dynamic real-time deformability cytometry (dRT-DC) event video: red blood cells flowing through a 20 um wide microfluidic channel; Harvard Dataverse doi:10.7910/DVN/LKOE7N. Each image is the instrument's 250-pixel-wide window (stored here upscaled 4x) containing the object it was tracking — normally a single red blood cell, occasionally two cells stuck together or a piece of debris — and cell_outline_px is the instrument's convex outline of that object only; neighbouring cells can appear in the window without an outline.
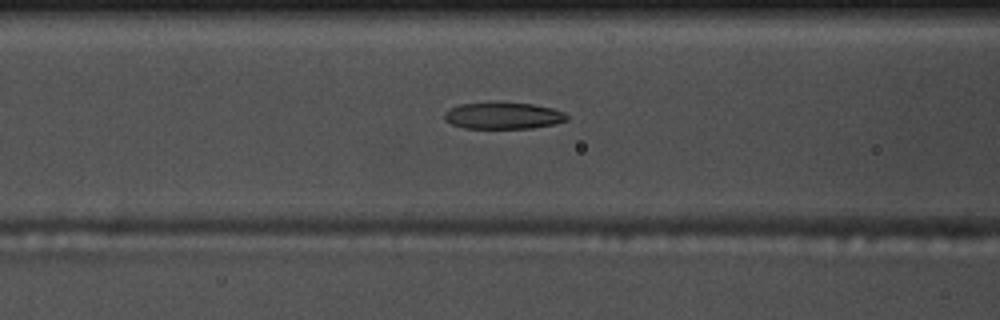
{"species": "common noctule bat (a hibernating species)", "species_latin": "Nyctalus noctula", "temperature_condition": "warm", "stored_images_in_passage": 50, "camera_frame_rate_fps": 3000, "um_per_image_px": 0.085, "animal": {"sex": "male", "body_mass_g": 17.5, "forearm_length_mm": 52.3}, "frame": {"image": 1, "passage_image": 17, "time_ms": 5.333, "image_size_px": [1000, 320], "cell_outline_px": [[568, 120], [556, 124], [532, 128], [464, 128], [452, 124], [444, 120], [444, 112], [460, 104], [492, 100], [532, 104], [552, 108], [564, 112], [568, 116]], "centroid_in_image_um": [42.76, 9.8], "position_along_channel_um": 123.8, "area_um2": 19.59}}
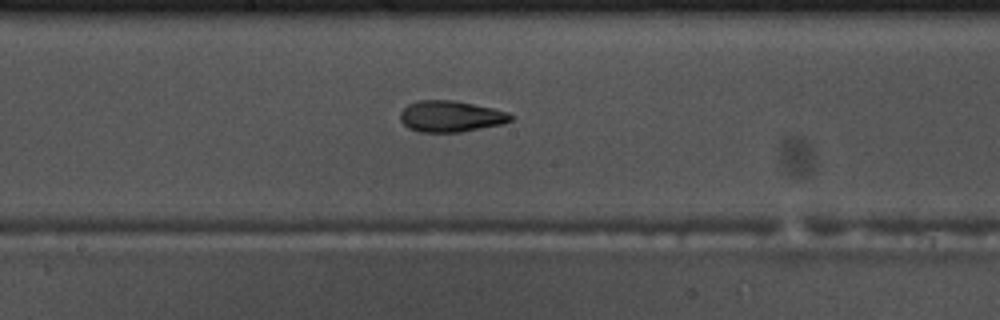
{"frame": {"image": 2, "passage_image": 24, "time_ms": 7.667, "image_size_px": [1000, 320], "cell_outline_px": [[516, 116], [512, 120], [504, 124], [460, 132], [420, 132], [408, 128], [400, 120], [400, 112], [408, 104], [416, 100], [456, 100], [492, 108], [508, 112]], "centroid_in_image_um": [38.33, 9.89], "position_along_channel_um": 209.9, "area_um2": 20.35}}
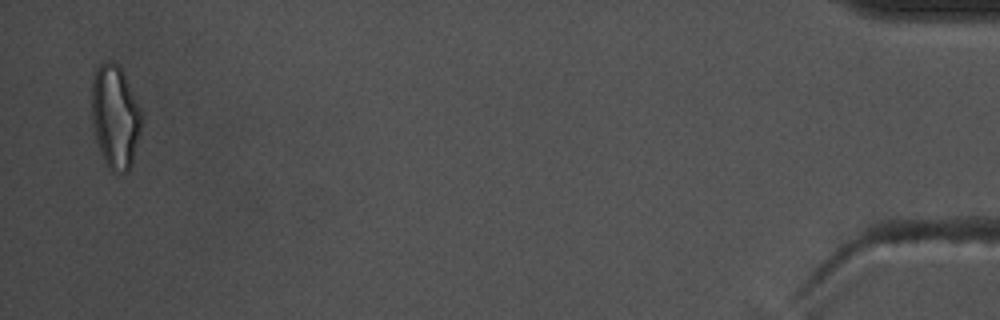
{"frame": {"image": 3, "passage_image": 49, "time_ms": 16.0, "image_size_px": [1000, 320], "cell_outline_px": [[144, 116], [132, 164], [124, 172], [112, 172], [108, 168], [104, 160], [96, 140], [92, 120], [92, 76], [96, 68], [100, 64], [108, 60], [112, 60], [120, 68]], "centroid_in_image_um": [9.78, 9.92], "position_along_channel_um": 425.4, "area_um2": 29.88}, "authors_computed_cell_mechanics": {"area_um2": 20.1722, "velocity_mm_per_s": 3.7011, "shape_relaxation_time_tau1_ms": 6.8942, "shape_relaxation_time_tau2_ms": 1.5902, "deformation_change_tau1": 0.2388, "deformation_change_tau2": 0.0937}}